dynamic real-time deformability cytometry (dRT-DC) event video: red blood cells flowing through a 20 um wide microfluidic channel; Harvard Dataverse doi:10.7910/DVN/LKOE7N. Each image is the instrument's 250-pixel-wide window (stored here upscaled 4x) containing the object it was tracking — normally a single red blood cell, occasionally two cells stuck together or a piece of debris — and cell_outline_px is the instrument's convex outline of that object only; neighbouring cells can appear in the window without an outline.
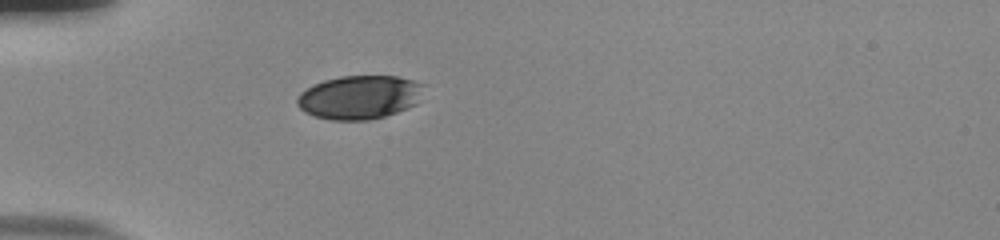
{"species": "human", "species_latin": "Homo sapiens", "temperature_condition": "room temperature", "stored_images_in_passage": 39, "camera_frame_rate_fps": 3000, "um_per_image_px": 0.085, "donor": {"sex": "male"}, "frame": {"image": 1, "passage_image": 1, "time_ms": 0.0, "image_size_px": [1000, 240], "cell_outline_px": [[424, 84], [416, 104], [396, 112], [384, 116], [368, 120], [332, 120], [316, 116], [304, 112], [296, 104], [296, 100], [300, 92], [312, 84], [324, 80], [340, 76], [396, 76], [412, 80]], "centroid_in_image_um": [30.51, 8.26], "position_along_channel_um": 54.5, "area_um2": 32.14}}
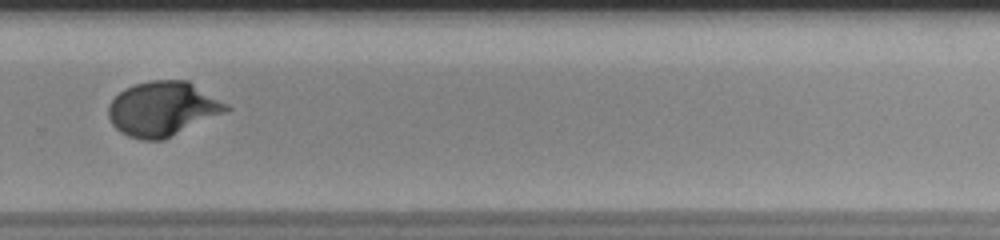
{"frame": {"image": 2, "passage_image": 23, "time_ms": 7.333, "image_size_px": [1000, 240], "cell_outline_px": [[232, 108], [228, 112], [164, 140], [140, 140], [128, 136], [120, 132], [112, 124], [108, 116], [108, 104], [124, 88], [136, 84], [152, 80], [188, 80], [228, 104]], "centroid_in_image_um": [13.86, 9.26], "position_along_channel_um": 315.9, "area_um2": 37.8}}
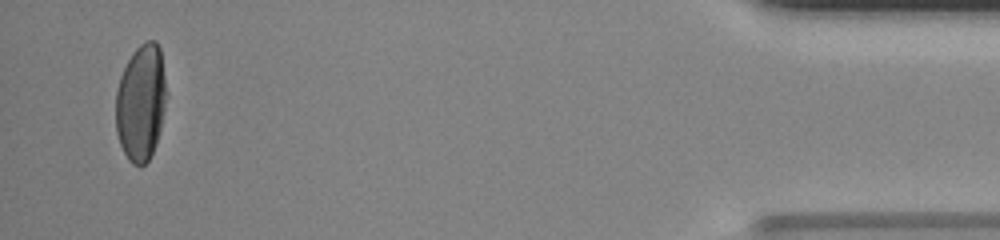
{"frame": {"image": 3, "passage_image": 37, "time_ms": 12.0, "image_size_px": [1000, 240], "cell_outline_px": [[164, 108], [160, 128], [156, 144], [148, 160], [140, 168], [132, 164], [128, 160], [120, 144], [116, 132], [116, 92], [120, 76], [132, 52], [140, 44], [148, 40], [156, 40], [160, 48], [164, 80]], "centroid_in_image_um": [11.95, 8.74], "position_along_channel_um": 423.3, "area_um2": 34.04}, "authors_computed_cell_mechanics": {"area_um2": 34.8534, "velocity_mm_per_s": 3.7754, "shape_relaxation_time_tau1_ms": 3.9178, "shape_relaxation_time_tau2_ms": null, "deformation_change_tau1": 0.1686, "deformation_change_tau2": null}}